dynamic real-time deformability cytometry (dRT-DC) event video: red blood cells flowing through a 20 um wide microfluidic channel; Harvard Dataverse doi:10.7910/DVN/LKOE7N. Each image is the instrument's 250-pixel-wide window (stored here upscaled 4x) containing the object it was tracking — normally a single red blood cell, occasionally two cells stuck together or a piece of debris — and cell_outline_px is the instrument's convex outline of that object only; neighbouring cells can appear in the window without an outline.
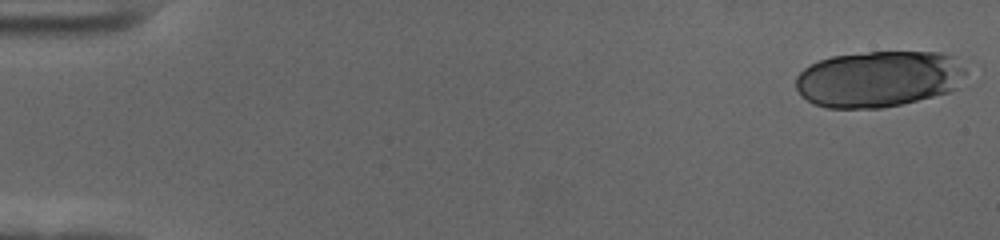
{"species": "human", "species_latin": "Homo sapiens", "temperature_condition": "cold", "stored_images_in_passage": 56, "camera_frame_rate_fps": 3000, "um_per_image_px": 0.085, "donor": {"sex": "female"}, "frame": {"image": 1, "passage_image": 1, "time_ms": 0.0, "image_size_px": [1000, 240], "cell_outline_px": [[964, 72], [956, 88], [948, 92], [900, 104], [880, 108], [828, 108], [812, 104], [800, 96], [796, 88], [796, 76], [804, 68], [820, 60], [832, 56], [868, 52], [944, 52], [956, 56], [964, 68]], "centroid_in_image_um": [74.65, 6.7], "position_along_channel_um": 10.3, "area_um2": 55.83}}
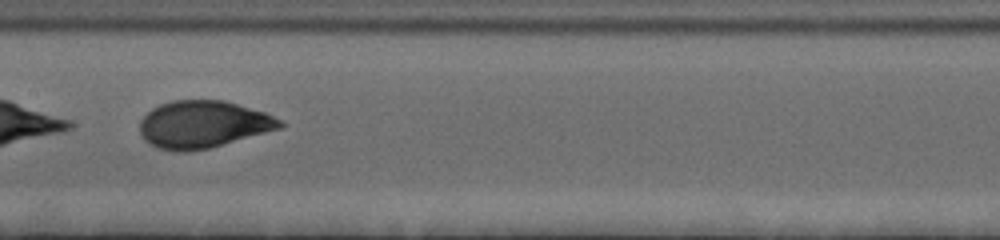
{"frame": {"image": 2, "passage_image": 30, "time_ms": 9.667, "image_size_px": [1000, 240], "cell_outline_px": [[284, 124], [280, 128], [208, 148], [188, 152], [176, 152], [156, 148], [144, 140], [140, 132], [140, 120], [152, 108], [160, 104], [172, 100], [224, 100], [264, 112], [280, 120]], "centroid_in_image_um": [17.2, 10.57], "position_along_channel_um": 190.2, "area_um2": 38.38}}
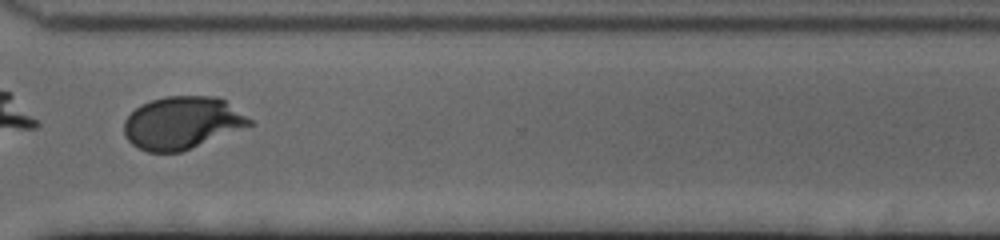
{"frame": {"image": 3, "passage_image": 44, "time_ms": 14.333, "image_size_px": [1000, 240], "cell_outline_px": [[252, 124], [180, 152], [148, 152], [132, 144], [124, 136], [124, 120], [140, 104], [164, 96], [216, 96], [224, 100], [252, 120]], "centroid_in_image_um": [15.43, 10.43], "position_along_channel_um": 355.2, "area_um2": 37.86}, "authors_computed_cell_mechanics": {"area_um2": 39.1017, "velocity_mm_per_s": 3.5357, "shape_relaxation_time_tau1_ms": 3.5409, "shape_relaxation_time_tau2_ms": null, "deformation_change_tau1": 0.159, "deformation_change_tau2": null}}